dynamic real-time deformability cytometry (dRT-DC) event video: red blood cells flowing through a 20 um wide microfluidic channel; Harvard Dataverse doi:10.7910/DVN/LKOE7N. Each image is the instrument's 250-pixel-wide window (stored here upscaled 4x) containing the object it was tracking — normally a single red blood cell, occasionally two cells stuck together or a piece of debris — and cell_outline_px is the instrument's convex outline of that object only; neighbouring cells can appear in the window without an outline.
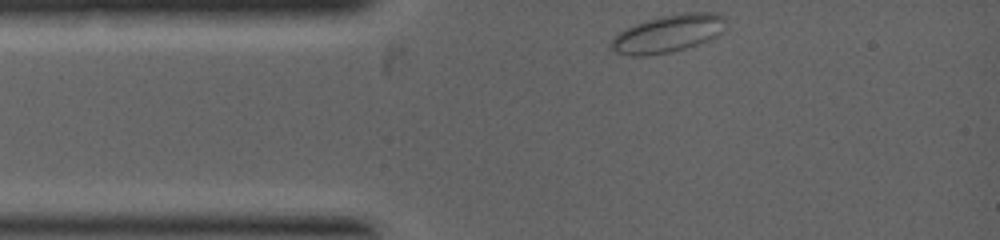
{"species": "common noctule bat (a hibernating species)", "species_latin": "Nyctalus noctula", "temperature_condition": "warm", "stored_images_in_passage": 8, "camera_frame_rate_fps": 5000, "um_per_image_px": 0.085, "animal": {"sex": "female", "body_mass_g": 19.0, "forearm_length_mm": 53.3}, "frame": {"image": 1, "passage_image": 1, "time_ms": 0.0, "image_size_px": [1000, 240], "cell_outline_px": [[724, 32], [708, 40], [684, 48], [668, 52], [644, 56], [632, 56], [616, 52], [608, 44], [624, 28], [660, 16], [684, 12], [716, 12], [724, 16]], "centroid_in_image_um": [56.79, 2.84], "position_along_channel_um": 28.2, "area_um2": 24.91}}
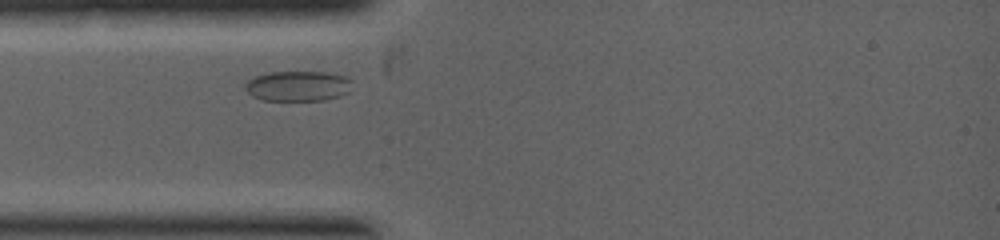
{"frame": {"image": 2, "passage_image": 7, "time_ms": 0.8, "image_size_px": [1000, 240], "cell_outline_px": [[352, 80], [348, 92], [340, 96], [324, 100], [264, 100], [252, 96], [244, 88], [244, 84], [248, 80], [256, 76], [268, 72], [324, 72], [344, 76]], "centroid_in_image_um": [25.3, 7.31], "position_along_channel_um": 59.7, "area_um2": 18.79}}